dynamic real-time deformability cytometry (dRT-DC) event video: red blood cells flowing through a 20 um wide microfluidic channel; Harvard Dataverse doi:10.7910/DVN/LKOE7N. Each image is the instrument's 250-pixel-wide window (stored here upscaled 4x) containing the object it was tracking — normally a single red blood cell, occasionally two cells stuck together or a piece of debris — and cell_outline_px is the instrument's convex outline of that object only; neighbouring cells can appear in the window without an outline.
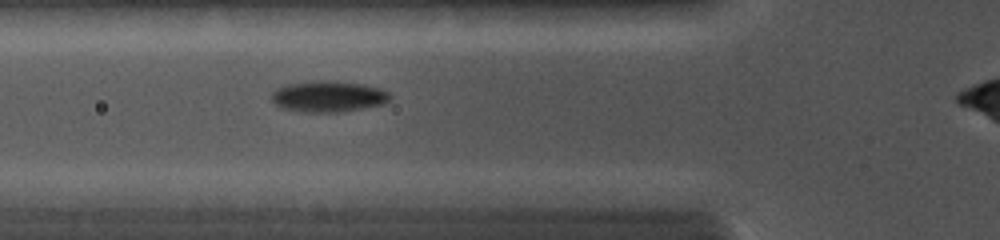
{"species": "common noctule bat (a hibernating species)", "species_latin": "Nyctalus noctula", "temperature_condition": "cold", "stored_images_in_passage": 24, "camera_frame_rate_fps": 5000, "um_per_image_px": 0.085, "animal": {"sex": "female", "body_mass_g": 19.0, "forearm_length_mm": 56.7}, "frame": {"image": 1, "passage_image": 8, "time_ms": 4.6, "image_size_px": [1000, 240], "cell_outline_px": [[392, 96], [384, 104], [344, 112], [300, 112], [284, 108], [276, 104], [272, 100], [272, 92], [276, 88], [288, 84], [312, 80], [332, 80], [364, 84], [380, 88], [388, 92]], "centroid_in_image_um": [27.93, 8.19], "position_along_channel_um": 97.9, "area_um2": 21.73}}
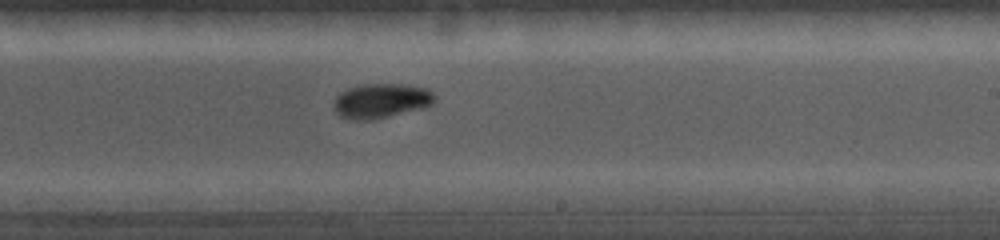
{"frame": {"image": 2, "passage_image": 14, "time_ms": 8.2, "image_size_px": [1000, 240], "cell_outline_px": [[436, 100], [432, 104], [424, 108], [372, 120], [352, 120], [340, 116], [332, 108], [332, 104], [336, 96], [340, 92], [348, 88], [368, 84], [408, 84], [428, 88], [436, 96]], "centroid_in_image_um": [32.4, 8.57], "position_along_channel_um": 256.6, "area_um2": 20.69}}
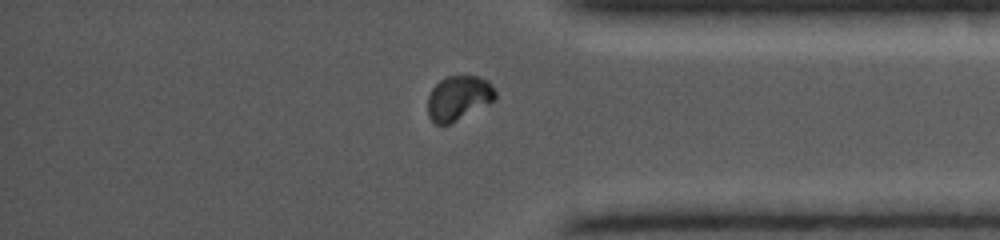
{"frame": {"image": 3, "passage_image": 20, "time_ms": 11.4, "image_size_px": [1000, 240], "cell_outline_px": [[496, 100], [448, 124], [436, 124], [428, 116], [428, 96], [432, 88], [440, 80], [448, 76], [480, 76], [488, 80], [492, 84], [496, 92]], "centroid_in_image_um": [38.99, 8.31], "position_along_channel_um": 396.2, "area_um2": 17.51}}